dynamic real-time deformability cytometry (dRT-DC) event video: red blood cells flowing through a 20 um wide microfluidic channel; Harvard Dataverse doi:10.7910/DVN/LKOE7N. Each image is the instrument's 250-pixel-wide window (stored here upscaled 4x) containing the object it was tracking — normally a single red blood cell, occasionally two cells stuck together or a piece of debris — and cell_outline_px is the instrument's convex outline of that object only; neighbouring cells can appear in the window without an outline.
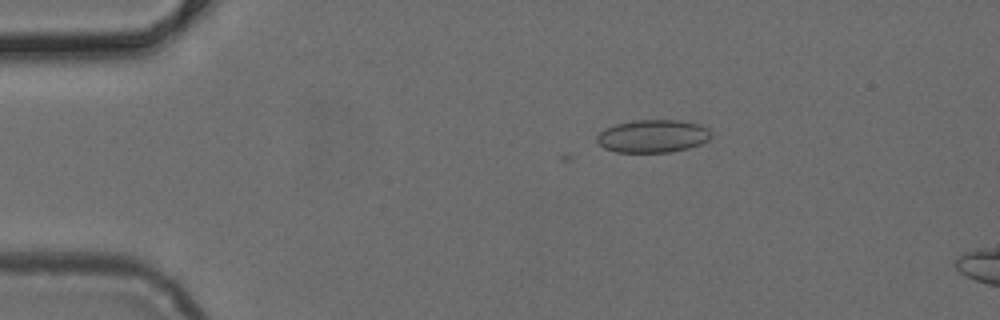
{"species": "common noctule bat (a hibernating species)", "species_latin": "Nyctalus noctula", "temperature_condition": "cold", "stored_images_in_passage": 2, "camera_frame_rate_fps": 3000, "um_per_image_px": 0.085, "animal": {"sex": "female", "body_mass_g": 24.6, "forearm_length_mm": 56.2}, "frame": {"image": 1, "passage_image": 2, "time_ms": 0.333, "image_size_px": [1000, 320], "cell_outline_px": [[712, 136], [708, 140], [700, 144], [688, 148], [672, 152], [616, 152], [604, 148], [596, 140], [596, 136], [604, 128], [616, 124], [632, 120], [680, 120], [700, 124], [708, 128]], "centroid_in_image_um": [55.49, 11.56], "position_along_channel_um": 29.5, "area_um2": 22.02}}